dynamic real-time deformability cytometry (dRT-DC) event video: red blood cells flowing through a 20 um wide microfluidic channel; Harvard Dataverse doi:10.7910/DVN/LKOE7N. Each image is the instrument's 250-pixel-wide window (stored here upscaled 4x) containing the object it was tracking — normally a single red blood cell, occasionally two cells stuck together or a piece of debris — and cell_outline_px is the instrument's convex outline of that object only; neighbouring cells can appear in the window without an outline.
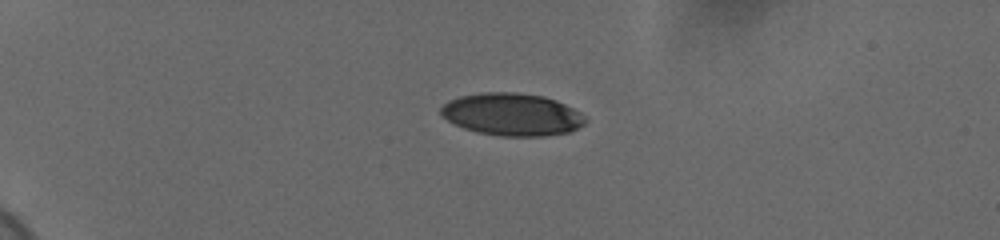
{"species": "human", "species_latin": "Homo sapiens", "temperature_condition": "cold", "stored_images_in_passage": 43, "camera_frame_rate_fps": 3000, "um_per_image_px": 0.085, "donor": {"sex": "female"}, "frame": {"image": 1, "passage_image": 1, "time_ms": 0.0, "image_size_px": [1000, 240], "cell_outline_px": [[588, 120], [584, 124], [568, 132], [544, 136], [500, 136], [476, 132], [464, 128], [440, 116], [440, 108], [448, 100], [460, 96], [484, 92], [516, 92], [544, 96], [556, 100], [580, 112]], "centroid_in_image_um": [43.5, 9.72], "position_along_channel_um": 41.5, "area_um2": 35.78}}
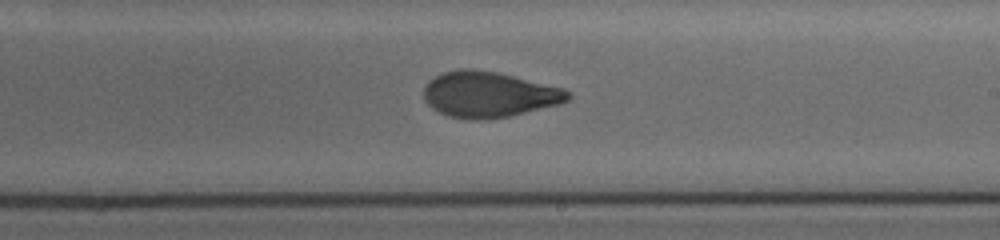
{"frame": {"image": 2, "passage_image": 23, "time_ms": 7.333, "image_size_px": [1000, 240], "cell_outline_px": [[572, 96], [568, 100], [560, 104], [508, 116], [480, 120], [472, 120], [448, 116], [432, 108], [424, 100], [424, 88], [428, 80], [444, 72], [464, 68], [468, 68], [496, 72], [564, 88], [572, 92]], "centroid_in_image_um": [41.56, 8.03], "position_along_channel_um": 247.4, "area_um2": 38.32}}
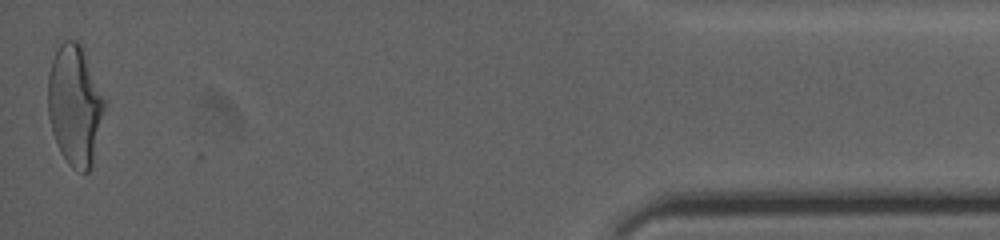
{"frame": {"image": 3, "passage_image": 43, "time_ms": 14.0, "image_size_px": [1000, 240], "cell_outline_px": [[104, 108], [92, 168], [88, 172], [84, 172], [72, 168], [68, 164], [60, 152], [52, 132], [48, 116], [48, 76], [52, 60], [60, 44], [64, 40], [76, 40], [80, 44], [84, 52], [104, 100]], "centroid_in_image_um": [6.33, 8.99], "position_along_channel_um": 428.9, "area_um2": 39.07}, "authors_computed_cell_mechanics": {"area_um2": 38.3792, "velocity_mm_per_s": 3.6971, "shape_relaxation_time_tau1_ms": 5.1535, "shape_relaxation_time_tau2_ms": 1.3557, "deformation_change_tau1": 0.1738, "deformation_change_tau2": 0.072}}